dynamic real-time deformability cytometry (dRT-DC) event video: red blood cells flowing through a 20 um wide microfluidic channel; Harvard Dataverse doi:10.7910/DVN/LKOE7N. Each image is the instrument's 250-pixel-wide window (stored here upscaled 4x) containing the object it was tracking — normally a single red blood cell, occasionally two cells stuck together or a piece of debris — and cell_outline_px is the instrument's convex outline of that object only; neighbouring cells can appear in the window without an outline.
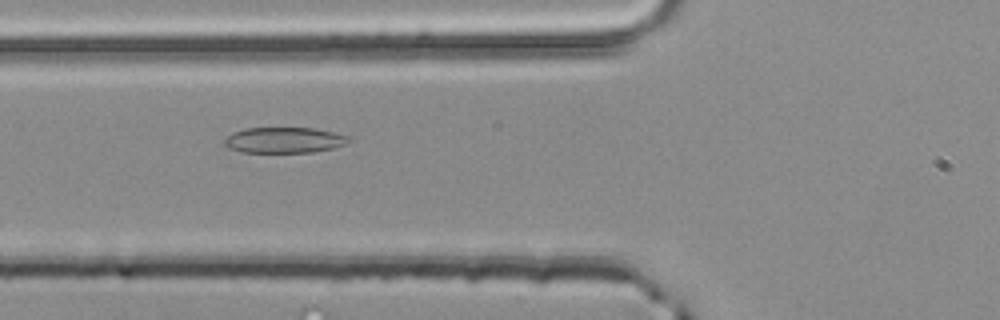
{"species": "common noctule bat (a hibernating species)", "species_latin": "Nyctalus noctula", "temperature_condition": "room temperature", "stored_images_in_passage": 38, "camera_frame_rate_fps": 3000, "um_per_image_px": 0.085, "animal": {"sex": "male", "body_mass_g": 20.4}, "frame": {"image": 1, "passage_image": 10, "time_ms": 3.0, "image_size_px": [1000, 320], "cell_outline_px": [[352, 140], [344, 144], [332, 148], [312, 152], [244, 152], [228, 148], [224, 144], [224, 140], [232, 132], [244, 128], [312, 128], [332, 132], [348, 136]], "centroid_in_image_um": [24.13, 11.9], "position_along_channel_um": 101.7, "area_um2": 18.5}}
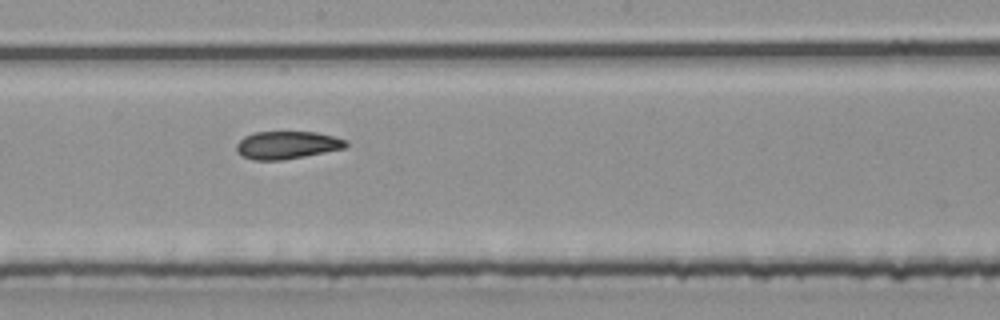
{"frame": {"image": 2, "passage_image": 19, "time_ms": 6.0, "image_size_px": [1000, 320], "cell_outline_px": [[348, 144], [344, 148], [284, 160], [252, 160], [240, 156], [236, 152], [236, 144], [244, 136], [256, 132], [316, 132], [332, 136], [344, 140]], "centroid_in_image_um": [24.32, 12.34], "position_along_channel_um": 223.9, "area_um2": 17.63}}
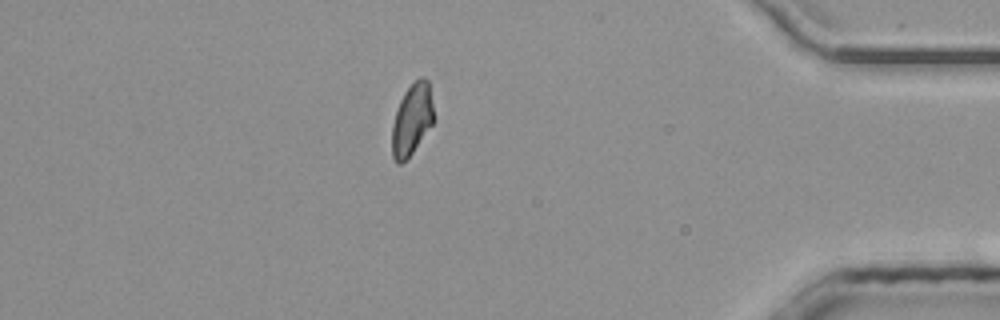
{"frame": {"image": 3, "passage_image": 35, "time_ms": 11.333, "image_size_px": [1000, 320], "cell_outline_px": [[432, 124], [412, 152], [400, 164], [396, 164], [392, 156], [392, 124], [400, 100], [404, 92], [420, 76], [424, 76], [428, 80], [432, 104]], "centroid_in_image_um": [34.99, 10.15], "position_along_channel_um": 400.2, "area_um2": 16.94}}